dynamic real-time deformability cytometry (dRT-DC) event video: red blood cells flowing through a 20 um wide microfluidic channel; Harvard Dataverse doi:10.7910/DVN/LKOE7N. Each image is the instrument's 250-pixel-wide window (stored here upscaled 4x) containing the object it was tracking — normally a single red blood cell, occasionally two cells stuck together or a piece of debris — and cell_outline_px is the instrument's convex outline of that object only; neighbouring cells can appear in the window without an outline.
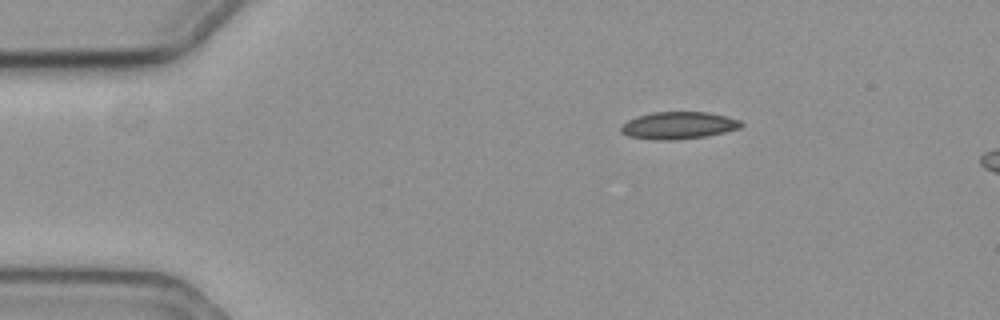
{"species": "common noctule bat (a hibernating species)", "species_latin": "Nyctalus noctula", "temperature_condition": "cold", "stored_images_in_passage": 7, "camera_frame_rate_fps": 3000, "um_per_image_px": 0.085, "animal": {"sex": "female", "body_mass_g": 19.3, "forearm_length_mm": 54.1}, "frame": {"image": 1, "passage_image": 1, "time_ms": 0.0, "image_size_px": [1000, 320], "cell_outline_px": [[744, 124], [740, 128], [724, 132], [704, 136], [672, 140], [652, 140], [628, 136], [620, 132], [620, 128], [628, 120], [636, 116], [652, 112], [708, 112], [728, 116], [740, 120]], "centroid_in_image_um": [57.66, 10.65], "position_along_channel_um": 27.3, "area_um2": 19.13}}